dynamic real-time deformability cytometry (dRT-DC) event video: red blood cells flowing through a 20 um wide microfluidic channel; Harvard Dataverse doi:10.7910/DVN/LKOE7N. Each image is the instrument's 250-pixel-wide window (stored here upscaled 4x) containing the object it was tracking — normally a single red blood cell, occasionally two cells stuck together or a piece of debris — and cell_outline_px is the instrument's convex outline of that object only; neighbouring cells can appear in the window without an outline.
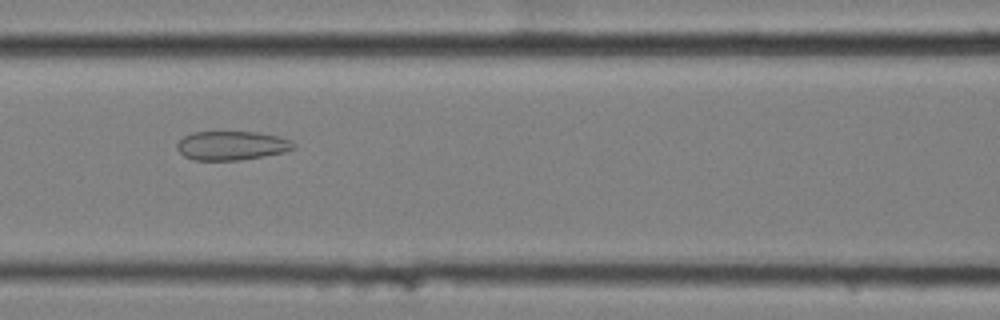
{"species": "common noctule bat (a hibernating species)", "species_latin": "Nyctalus noctula", "temperature_condition": "cold", "stored_images_in_passage": 52, "camera_frame_rate_fps": 3000, "um_per_image_px": 0.085, "animal": {"sex": "female", "body_mass_g": 25.1}, "frame": {"image": 1, "passage_image": 19, "time_ms": 6.0, "image_size_px": [1000, 320], "cell_outline_px": [[296, 148], [284, 152], [264, 156], [236, 160], [192, 160], [184, 156], [176, 148], [176, 144], [184, 136], [192, 132], [256, 132], [276, 136], [292, 140], [296, 144]], "centroid_in_image_um": [19.69, 12.37], "position_along_channel_um": 146.9, "area_um2": 19.71}}
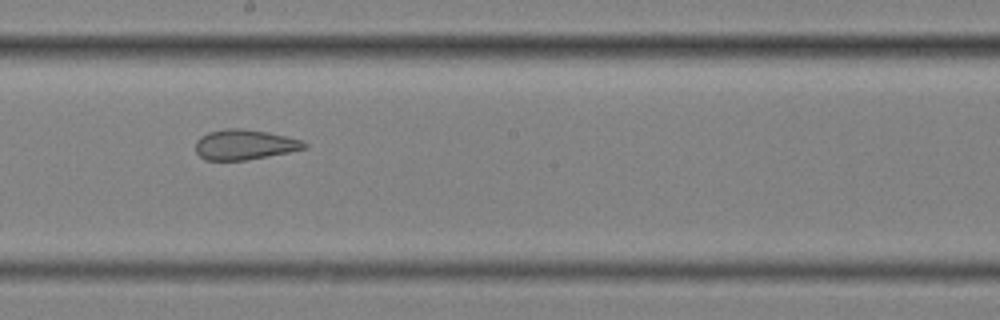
{"frame": {"image": 2, "passage_image": 26, "time_ms": 8.333, "image_size_px": [1000, 320], "cell_outline_px": [[308, 148], [288, 152], [244, 160], [204, 160], [196, 152], [196, 140], [200, 136], [208, 132], [224, 128], [240, 128], [268, 132], [304, 140], [308, 144]], "centroid_in_image_um": [20.79, 12.28], "position_along_channel_um": 227.4, "area_um2": 19.19}}
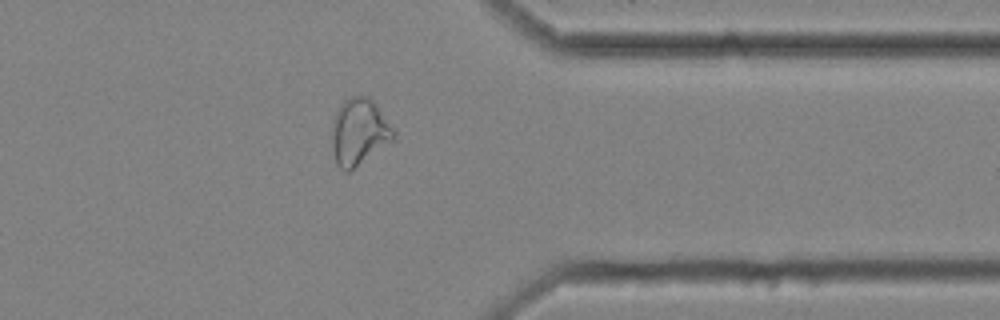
{"frame": {"image": 3, "passage_image": 40, "time_ms": 13.0, "image_size_px": [1000, 320], "cell_outline_px": [[396, 136], [392, 140], [348, 172], [344, 172], [336, 164], [332, 148], [332, 120], [336, 112], [344, 100], [352, 96], [368, 96], [376, 104], [396, 128]], "centroid_in_image_um": [30.53, 11.19], "position_along_channel_um": 380.9, "area_um2": 23.99}, "authors_computed_cell_mechanics": {"area_um2": 23.7847, "velocity_mm_per_s": 3.4564, "shape_relaxation_time_tau1_ms": null, "shape_relaxation_time_tau2_ms": 1.8388, "deformation_change_tau1": null, "deformation_change_tau2": 0.0904}}